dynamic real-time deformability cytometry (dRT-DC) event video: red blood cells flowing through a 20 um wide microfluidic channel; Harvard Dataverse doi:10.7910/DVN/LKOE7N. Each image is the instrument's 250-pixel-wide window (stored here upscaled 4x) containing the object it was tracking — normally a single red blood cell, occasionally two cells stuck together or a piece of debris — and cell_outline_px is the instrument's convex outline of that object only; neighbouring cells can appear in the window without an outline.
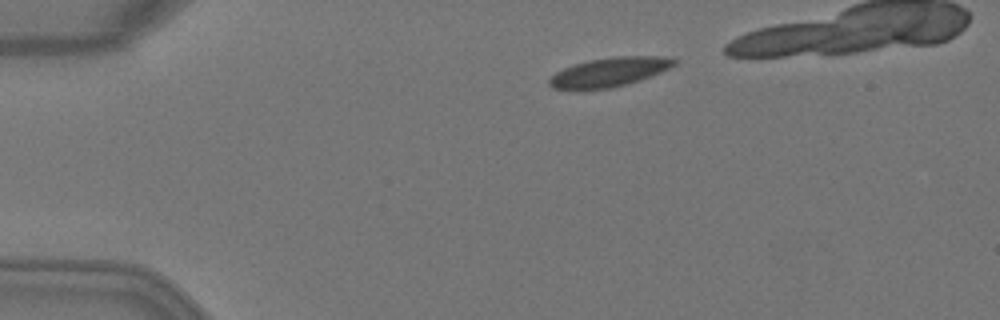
{"species": "Egyptian fruit bat (a non-hibernating species)", "species_latin": "Rousettus aegyptiacus", "temperature_condition": "warm", "stored_images_in_passage": 4, "camera_frame_rate_fps": 3000, "um_per_image_px": 0.085, "animal": {"sex": "female"}, "frame": {"image": 1, "passage_image": 1, "time_ms": 0.0, "image_size_px": [1000, 320], "cell_outline_px": [[676, 64], [660, 72], [640, 80], [628, 84], [612, 88], [552, 88], [548, 84], [548, 80], [556, 72], [564, 68], [588, 60], [612, 56], [664, 56], [676, 60]], "centroid_in_image_um": [51.82, 6.11], "position_along_channel_um": 33.2, "area_um2": 20.87}}